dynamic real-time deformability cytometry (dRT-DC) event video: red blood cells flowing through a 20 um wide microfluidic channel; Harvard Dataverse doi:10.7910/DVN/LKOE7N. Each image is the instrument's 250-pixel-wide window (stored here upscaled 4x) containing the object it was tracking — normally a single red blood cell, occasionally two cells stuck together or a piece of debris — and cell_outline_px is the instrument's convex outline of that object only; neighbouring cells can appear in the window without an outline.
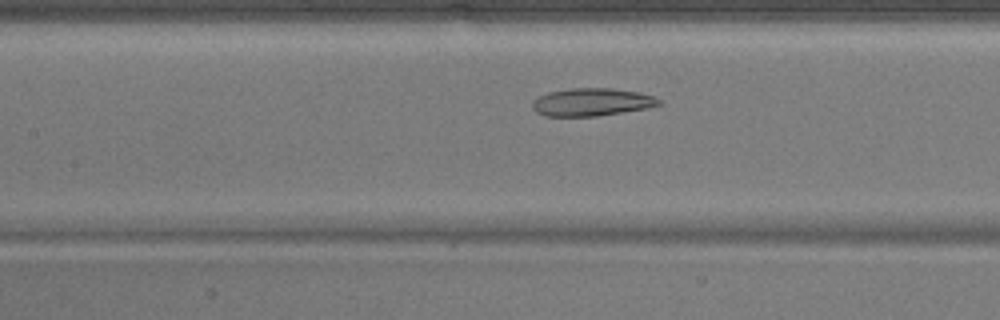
{"species": "common noctule bat (a hibernating species)", "species_latin": "Nyctalus noctula", "temperature_condition": "warm", "stored_images_in_passage": 39, "camera_frame_rate_fps": 3000, "um_per_image_px": 0.085, "animal": {"sex": "male", "body_mass_g": 17.9}, "frame": {"image": 1, "passage_image": 11, "time_ms": 3.333, "image_size_px": [1000, 320], "cell_outline_px": [[664, 104], [648, 108], [596, 116], [544, 116], [536, 112], [532, 108], [532, 100], [548, 92], [572, 88], [612, 88], [640, 92], [652, 96], [660, 100]], "centroid_in_image_um": [50.3, 8.68], "position_along_channel_um": 157.1, "area_um2": 20.58}}
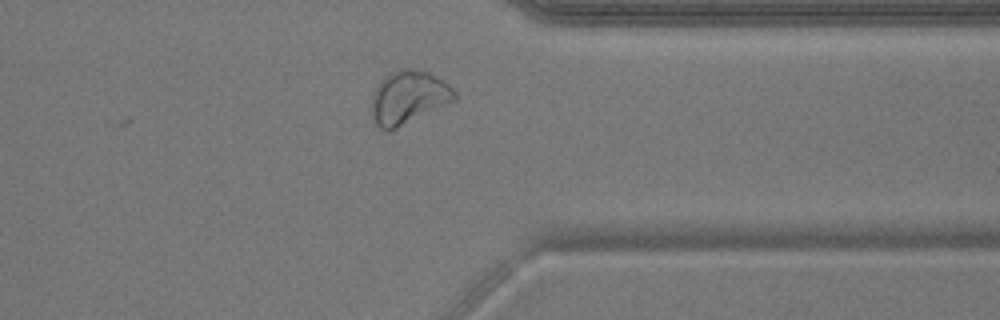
{"frame": {"image": 2, "passage_image": 28, "time_ms": 9.0, "image_size_px": [1000, 320], "cell_outline_px": [[456, 100], [396, 128], [380, 128], [376, 124], [372, 116], [372, 92], [380, 80], [384, 76], [392, 72], [404, 68], [408, 68], [428, 72], [436, 76], [448, 84], [456, 92]], "centroid_in_image_um": [34.71, 8.25], "position_along_channel_um": 376.7, "area_um2": 25.37}}
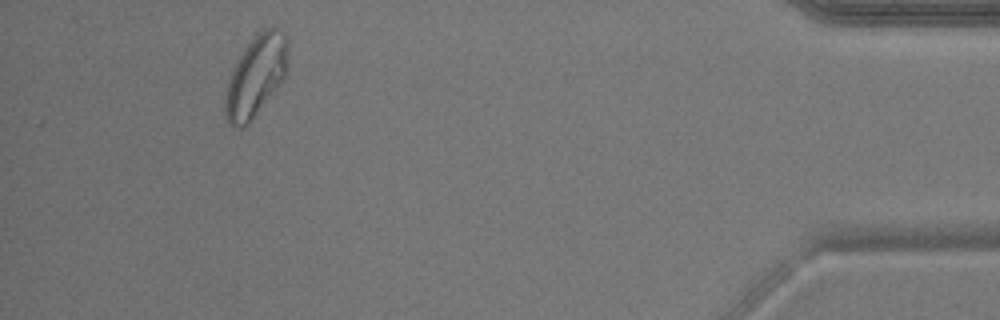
{"frame": {"image": 3, "passage_image": 35, "time_ms": 11.333, "image_size_px": [1000, 320], "cell_outline_px": [[288, 64], [284, 76], [248, 124], [240, 128], [236, 128], [228, 124], [224, 112], [224, 100], [228, 80], [232, 68], [244, 48], [256, 32], [272, 24], [276, 24], [284, 32], [288, 40]], "centroid_in_image_um": [21.74, 6.38], "position_along_channel_um": 413.5, "area_um2": 29.88}}